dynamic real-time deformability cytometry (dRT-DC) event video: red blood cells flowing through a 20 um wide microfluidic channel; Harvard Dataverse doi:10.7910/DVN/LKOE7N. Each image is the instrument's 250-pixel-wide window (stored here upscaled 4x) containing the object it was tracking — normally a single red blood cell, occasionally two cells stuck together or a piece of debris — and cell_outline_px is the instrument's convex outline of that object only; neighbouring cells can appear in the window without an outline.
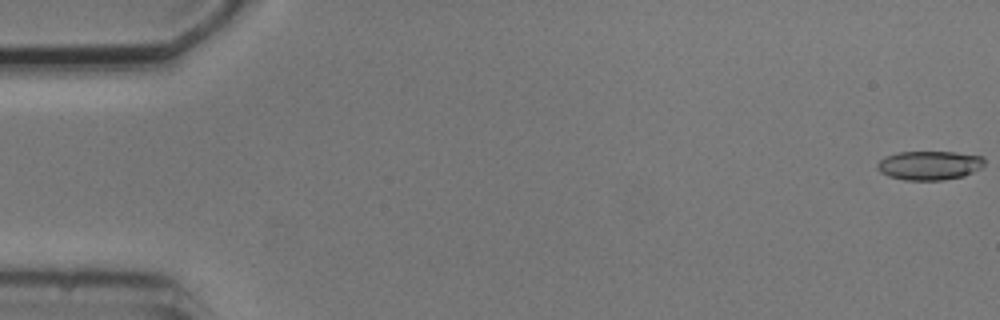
{"species": "common noctule bat (a hibernating species)", "species_latin": "Nyctalus noctula", "temperature_condition": "cold", "stored_images_in_passage": 5, "camera_frame_rate_fps": 3000, "um_per_image_px": 0.085, "animal": {"sex": "male", "body_mass_g": 20.5, "forearm_length_mm": 52.5}, "frame": {"image": 1, "passage_image": 1, "time_ms": 0.0, "image_size_px": [1000, 320], "cell_outline_px": [[984, 164], [980, 168], [964, 176], [940, 180], [904, 180], [888, 176], [880, 172], [876, 168], [876, 164], [884, 156], [896, 152], [956, 152], [984, 156]], "centroid_in_image_um": [78.97, 14.05], "position_along_channel_um": 6.0, "area_um2": 18.26}}
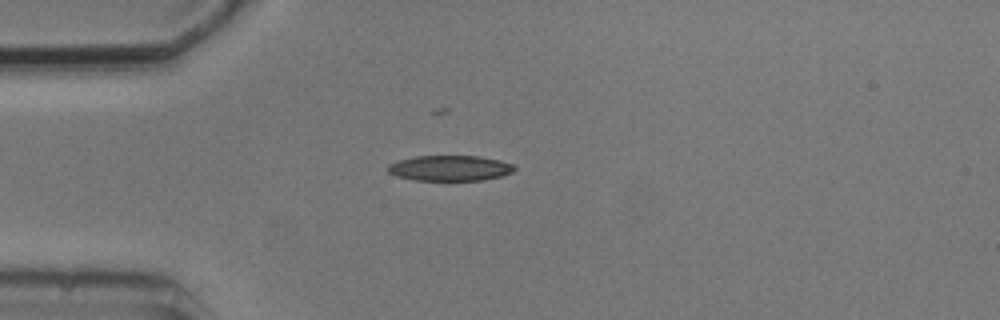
{"frame": {"image": 2, "passage_image": 5, "time_ms": 4.667, "image_size_px": [1000, 320], "cell_outline_px": [[516, 168], [512, 172], [504, 176], [484, 180], [412, 180], [396, 176], [388, 172], [388, 164], [396, 160], [416, 156], [480, 156], [500, 160], [512, 164]], "centroid_in_image_um": [38.24, 14.29], "position_along_channel_um": 46.8, "area_um2": 18.96}}